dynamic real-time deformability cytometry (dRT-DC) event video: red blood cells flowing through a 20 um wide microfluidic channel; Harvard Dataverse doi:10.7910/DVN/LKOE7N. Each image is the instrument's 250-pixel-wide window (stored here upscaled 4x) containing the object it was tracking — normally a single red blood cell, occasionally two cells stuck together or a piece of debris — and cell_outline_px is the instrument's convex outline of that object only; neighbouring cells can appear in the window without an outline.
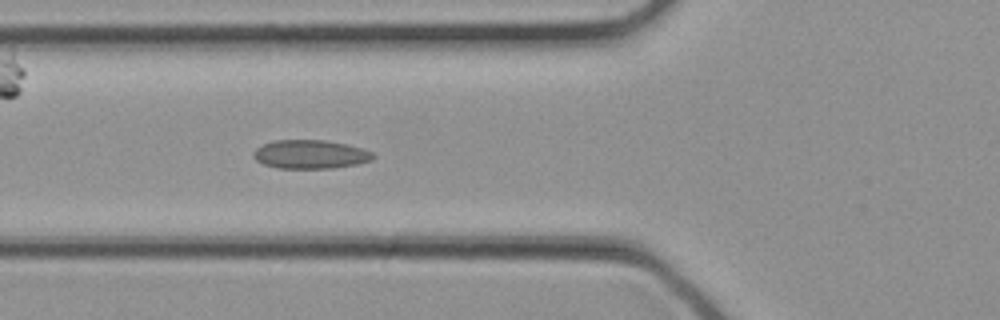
{"species": "common noctule bat (a hibernating species)", "species_latin": "Nyctalus noctula", "temperature_condition": "cold", "stored_images_in_passage": 11, "camera_frame_rate_fps": 3000, "um_per_image_px": 0.085, "animal": {"sex": "female", "body_mass_g": 21.9}, "frame": {"image": 1, "passage_image": 11, "time_ms": 3.333, "image_size_px": [1000, 320], "cell_outline_px": [[376, 156], [372, 160], [356, 164], [332, 168], [276, 168], [264, 164], [256, 160], [252, 156], [252, 152], [260, 144], [272, 140], [324, 140], [348, 144], [364, 148], [372, 152]], "centroid_in_image_um": [26.36, 13.1], "position_along_channel_um": 99.4, "area_um2": 20.29}}